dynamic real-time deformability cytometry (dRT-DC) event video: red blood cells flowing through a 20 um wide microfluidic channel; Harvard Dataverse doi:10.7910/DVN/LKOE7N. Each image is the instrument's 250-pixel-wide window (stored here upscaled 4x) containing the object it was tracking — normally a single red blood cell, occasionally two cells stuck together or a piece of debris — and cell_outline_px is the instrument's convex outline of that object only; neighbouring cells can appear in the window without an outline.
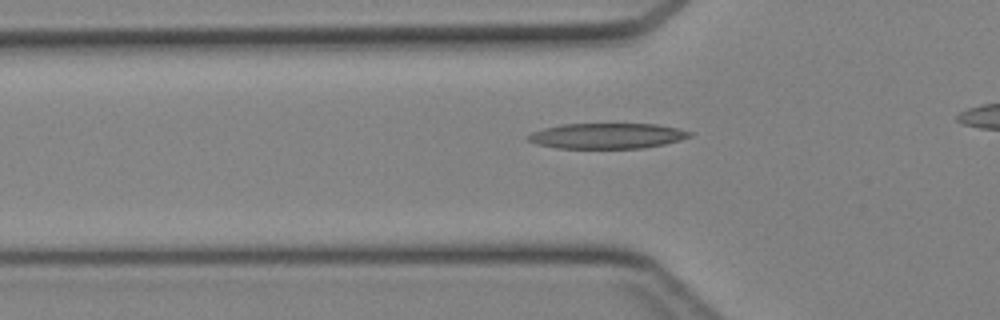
{"species": "Egyptian fruit bat (a non-hibernating species)", "species_latin": "Rousettus aegyptiacus", "temperature_condition": "cold", "stored_images_in_passage": 30, "camera_frame_rate_fps": 3000, "um_per_image_px": 0.085, "animal": {"sex": "female"}, "frame": {"image": 1, "passage_image": 8, "time_ms": 2.333, "image_size_px": [1000, 320], "cell_outline_px": [[692, 136], [680, 140], [664, 144], [644, 148], [556, 148], [536, 144], [528, 140], [528, 136], [532, 132], [544, 128], [560, 124], [656, 124], [676, 128], [692, 132]], "centroid_in_image_um": [51.6, 11.55], "position_along_channel_um": 74.2, "area_um2": 23.93}}
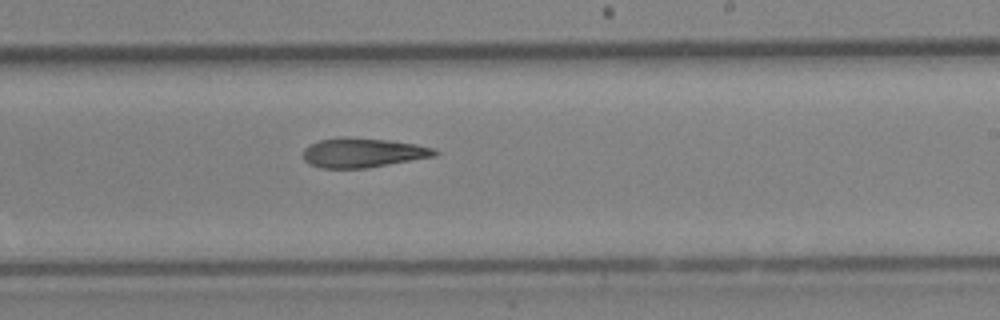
{"frame": {"image": 2, "passage_image": 20, "time_ms": 6.333, "image_size_px": [1000, 320], "cell_outline_px": [[440, 152], [436, 156], [364, 168], [320, 168], [308, 164], [304, 160], [304, 148], [320, 140], [344, 136], [392, 140], [416, 144], [436, 148]], "centroid_in_image_um": [30.87, 12.97], "position_along_channel_um": 258.1, "area_um2": 22.72}}
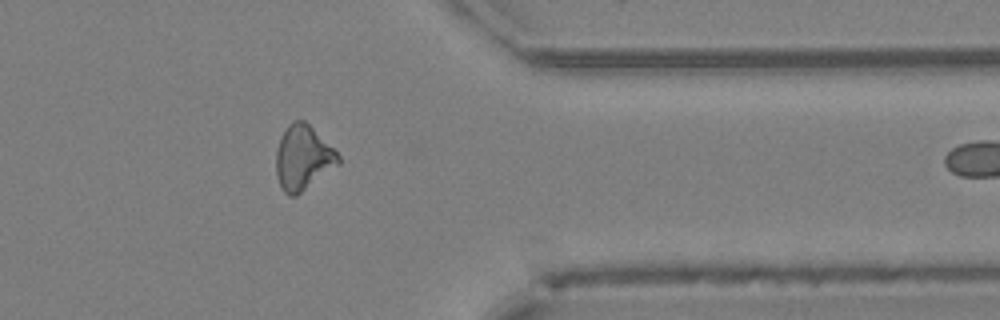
{"frame": {"image": 3, "passage_image": 29, "time_ms": 9.333, "image_size_px": [1000, 320], "cell_outline_px": [[340, 164], [296, 196], [288, 196], [284, 192], [276, 176], [276, 148], [280, 136], [284, 128], [292, 120], [304, 120], [340, 156]], "centroid_in_image_um": [25.72, 13.41], "position_along_channel_um": 385.7, "area_um2": 23.41}}